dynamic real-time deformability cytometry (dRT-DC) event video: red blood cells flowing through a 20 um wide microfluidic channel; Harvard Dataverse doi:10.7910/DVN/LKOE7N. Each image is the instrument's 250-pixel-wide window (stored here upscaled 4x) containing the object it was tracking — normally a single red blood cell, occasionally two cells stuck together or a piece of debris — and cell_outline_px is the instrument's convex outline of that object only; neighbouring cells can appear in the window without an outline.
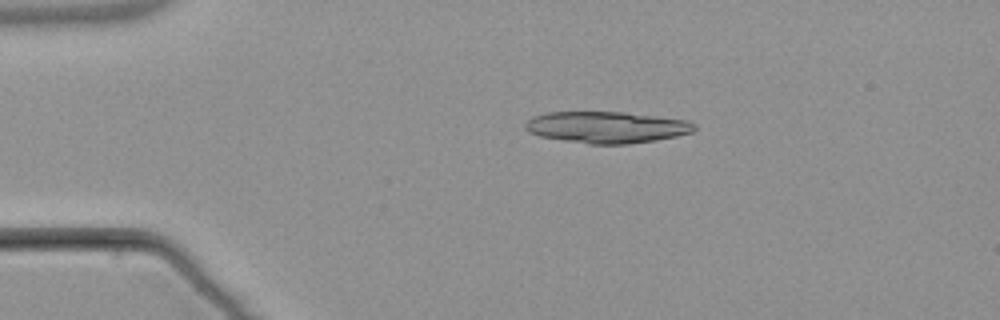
{"species": "common noctule bat (a hibernating species)", "species_latin": "Nyctalus noctula", "temperature_condition": "warm", "stored_images_in_passage": 2, "camera_frame_rate_fps": 3000, "um_per_image_px": 0.085, "animal": {"sex": "male", "body_mass_g": 21.5, "forearm_length_mm": 52.0}, "frame": {"image": 1, "passage_image": 1, "time_ms": 0.0, "image_size_px": [1000, 320], "cell_outline_px": [[696, 128], [692, 132], [676, 136], [656, 140], [628, 144], [588, 144], [540, 136], [528, 132], [524, 128], [524, 124], [532, 116], [544, 112], [624, 112], [688, 120], [696, 124]], "centroid_in_image_um": [51.55, 10.81], "position_along_channel_um": 33.5, "area_um2": 31.21}}